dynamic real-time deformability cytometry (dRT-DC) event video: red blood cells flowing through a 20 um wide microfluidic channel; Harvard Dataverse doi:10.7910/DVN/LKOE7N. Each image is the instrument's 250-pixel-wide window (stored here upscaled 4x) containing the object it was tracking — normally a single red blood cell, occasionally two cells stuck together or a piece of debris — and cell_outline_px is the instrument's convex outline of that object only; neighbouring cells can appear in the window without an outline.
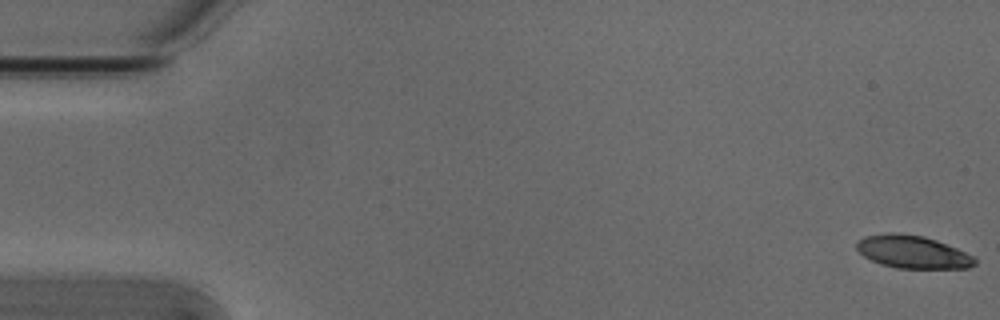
{"species": "Egyptian fruit bat (a non-hibernating species)", "species_latin": "Rousettus aegyptiacus", "temperature_condition": "cold", "stored_images_in_passage": 6, "camera_frame_rate_fps": 3000, "um_per_image_px": 0.085, "animal": {"sex": "male"}, "frame": {"image": 1, "passage_image": 1, "time_ms": 0.0, "image_size_px": [1000, 320], "cell_outline_px": [[976, 264], [968, 268], [896, 268], [880, 264], [864, 256], [856, 248], [856, 244], [864, 236], [888, 232], [896, 232], [924, 236], [936, 240], [956, 248], [972, 256], [976, 260]], "centroid_in_image_um": [77.55, 21.41], "position_along_channel_um": 7.4, "area_um2": 22.48}}